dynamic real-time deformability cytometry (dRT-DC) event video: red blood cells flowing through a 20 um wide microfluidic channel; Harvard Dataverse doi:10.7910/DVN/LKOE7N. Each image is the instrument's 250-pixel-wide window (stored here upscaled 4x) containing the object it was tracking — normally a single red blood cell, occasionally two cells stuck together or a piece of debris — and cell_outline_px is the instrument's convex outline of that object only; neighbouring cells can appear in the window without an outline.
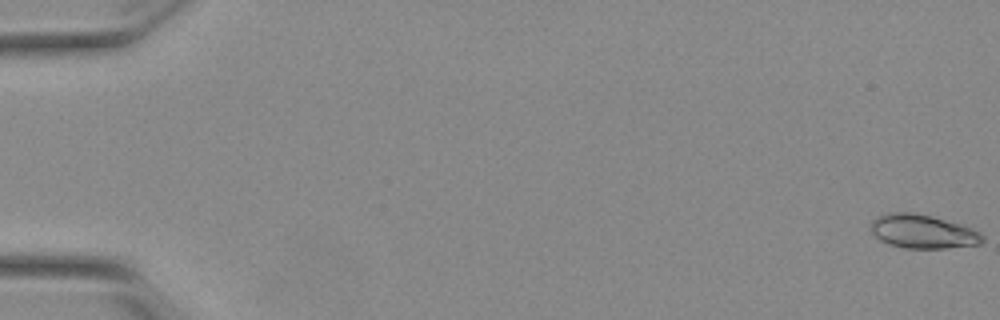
{"species": "Egyptian fruit bat (a non-hibernating species)", "species_latin": "Rousettus aegyptiacus", "temperature_condition": "warm", "stored_images_in_passage": 18, "camera_frame_rate_fps": 3000, "um_per_image_px": 0.085, "animal": {"sex": "female"}, "frame": {"image": 1, "passage_image": 1, "time_ms": 0.0, "image_size_px": [1000, 320], "cell_outline_px": [[984, 240], [980, 244], [948, 248], [904, 248], [888, 244], [880, 240], [872, 232], [872, 220], [876, 216], [892, 212], [912, 212], [932, 216], [960, 224], [972, 228], [980, 232], [984, 236]], "centroid_in_image_um": [78.45, 19.68], "position_along_channel_um": 6.6, "area_um2": 22.02}}
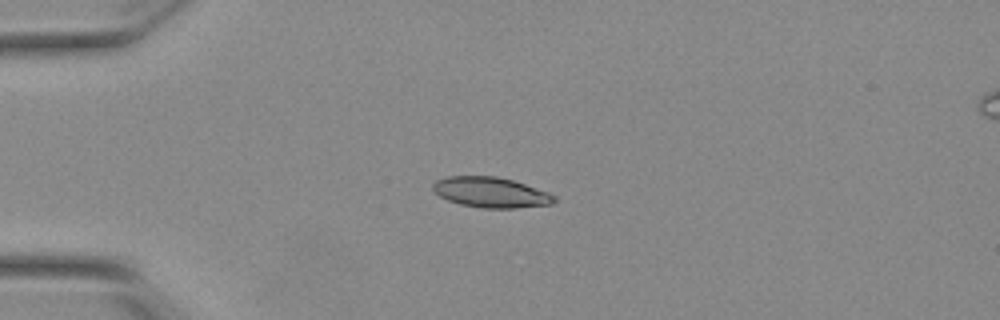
{"frame": {"image": 2, "passage_image": 15, "time_ms": 4.667, "image_size_px": [1000, 320], "cell_outline_px": [[556, 200], [552, 204], [516, 208], [484, 208], [460, 204], [448, 200], [432, 192], [432, 184], [436, 180], [448, 176], [496, 176], [512, 180], [548, 192], [556, 196]], "centroid_in_image_um": [41.69, 16.35], "position_along_channel_um": 43.3, "area_um2": 21.5}}